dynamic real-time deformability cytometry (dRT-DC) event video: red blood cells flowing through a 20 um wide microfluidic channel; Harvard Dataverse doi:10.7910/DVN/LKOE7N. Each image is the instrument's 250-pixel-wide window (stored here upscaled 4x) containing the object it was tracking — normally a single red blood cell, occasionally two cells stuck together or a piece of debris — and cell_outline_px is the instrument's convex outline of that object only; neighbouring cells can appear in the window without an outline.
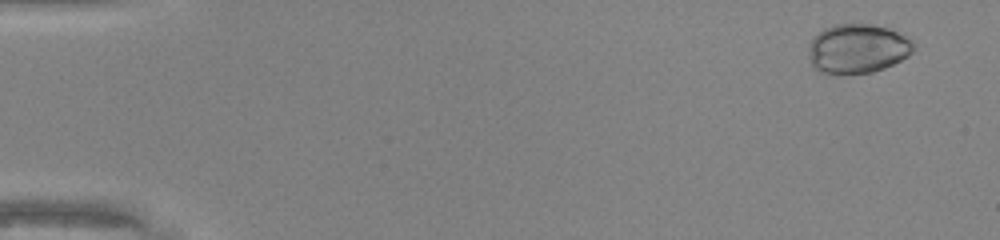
{"species": "common noctule bat (a hibernating species)", "species_latin": "Nyctalus noctula", "temperature_condition": "warm", "stored_images_in_passage": 41, "camera_frame_rate_fps": 3000, "um_per_image_px": 0.085, "animal": {"sex": "male", "body_mass_g": 20.0, "forearm_length_mm": 53.3}, "frame": {"image": 1, "passage_image": 3, "time_ms": 0.667, "image_size_px": [1000, 240], "cell_outline_px": [[916, 48], [908, 56], [884, 68], [872, 72], [836, 76], [816, 72], [812, 68], [808, 56], [808, 44], [812, 36], [824, 28], [832, 24], [872, 24], [888, 28], [912, 36]], "centroid_in_image_um": [72.86, 4.15], "position_along_channel_um": 12.1, "area_um2": 31.44}}
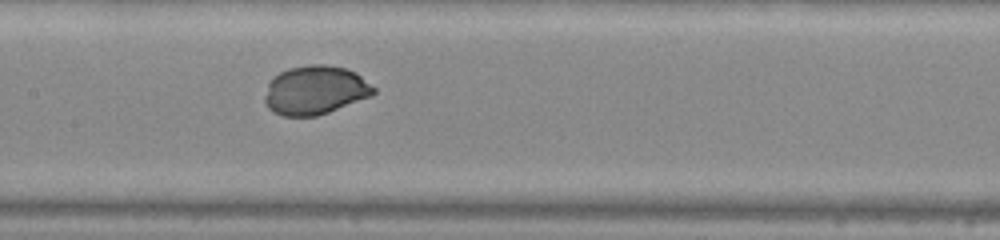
{"frame": {"image": 2, "passage_image": 25, "time_ms": 8.0, "image_size_px": [1000, 240], "cell_outline_px": [[376, 92], [372, 96], [328, 112], [316, 116], [284, 116], [272, 112], [268, 108], [264, 100], [264, 96], [268, 84], [272, 76], [288, 68], [312, 64], [324, 64], [348, 68], [356, 72], [376, 88]], "centroid_in_image_um": [26.79, 7.65], "position_along_channel_um": 180.6, "area_um2": 31.27}}
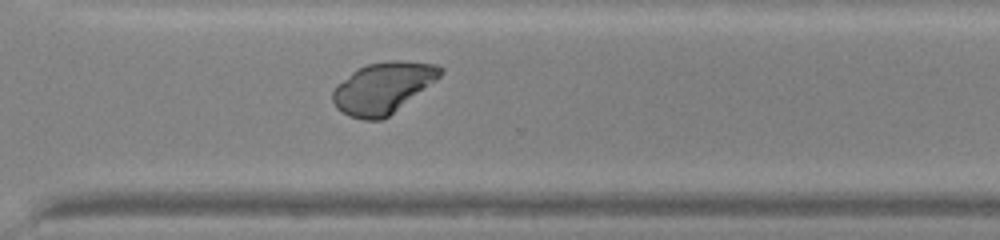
{"frame": {"image": 3, "passage_image": 36, "time_ms": 11.667, "image_size_px": [1000, 240], "cell_outline_px": [[444, 72], [436, 80], [388, 116], [380, 120], [364, 120], [348, 116], [336, 108], [332, 100], [332, 92], [336, 84], [356, 68], [368, 64], [388, 60], [404, 60], [436, 64], [444, 68]], "centroid_in_image_um": [32.52, 7.45], "position_along_channel_um": 338.1, "area_um2": 32.14}}